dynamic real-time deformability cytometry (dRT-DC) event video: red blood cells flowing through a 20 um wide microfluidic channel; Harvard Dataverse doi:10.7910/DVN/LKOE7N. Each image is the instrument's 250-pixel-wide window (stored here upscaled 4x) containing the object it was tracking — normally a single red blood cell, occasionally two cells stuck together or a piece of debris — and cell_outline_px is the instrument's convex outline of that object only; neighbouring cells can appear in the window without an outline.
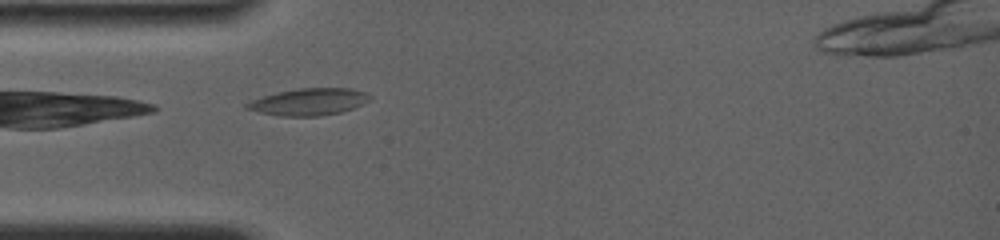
{"species": "common noctule bat (a hibernating species)", "species_latin": "Nyctalus noctula", "temperature_condition": "room temperature", "stored_images_in_passage": 1, "camera_frame_rate_fps": 4000, "um_per_image_px": 0.085, "animal": {"sex": "female", "body_mass_g": 19.0, "forearm_length_mm": 56.7}, "frame": {"image": 1, "passage_image": 1, "time_ms": 0.0, "image_size_px": [1000, 240], "cell_outline_px": [[368, 100], [352, 108], [340, 112], [316, 116], [280, 116], [260, 112], [244, 108], [244, 104], [252, 100], [276, 92], [300, 88], [352, 88], [364, 92], [368, 96]], "centroid_in_image_um": [26.19, 8.65], "position_along_channel_um": 58.8, "area_um2": 18.96}}